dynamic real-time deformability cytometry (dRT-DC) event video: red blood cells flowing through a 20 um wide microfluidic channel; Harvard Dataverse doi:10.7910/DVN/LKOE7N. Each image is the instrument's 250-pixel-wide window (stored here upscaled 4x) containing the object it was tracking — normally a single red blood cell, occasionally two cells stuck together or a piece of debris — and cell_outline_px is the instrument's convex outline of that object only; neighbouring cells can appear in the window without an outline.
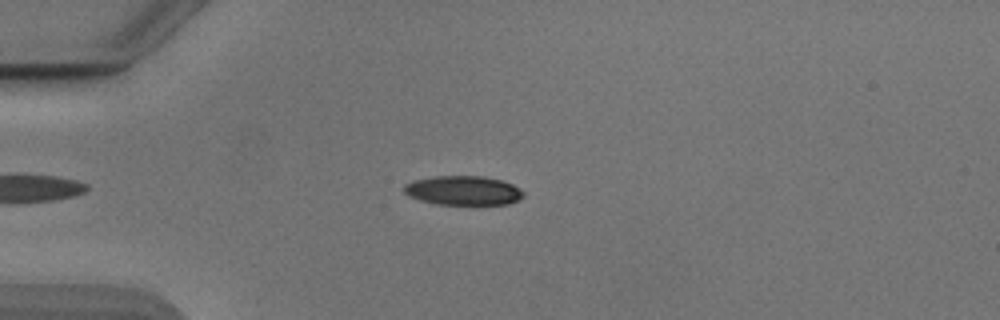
{"species": "Egyptian fruit bat (a non-hibernating species)", "species_latin": "Rousettus aegyptiacus", "temperature_condition": "cold", "stored_images_in_passage": 43, "camera_frame_rate_fps": 3000, "um_per_image_px": 0.085, "animal": {"sex": "male"}, "frame": {"image": 1, "passage_image": 10, "time_ms": 3.0, "image_size_px": [1000, 320], "cell_outline_px": [[524, 196], [508, 204], [436, 204], [420, 200], [408, 196], [404, 192], [404, 184], [412, 180], [436, 176], [484, 176], [500, 180], [512, 184], [520, 188], [524, 192]], "centroid_in_image_um": [39.35, 16.18], "position_along_channel_um": 45.6, "area_um2": 20.35}}
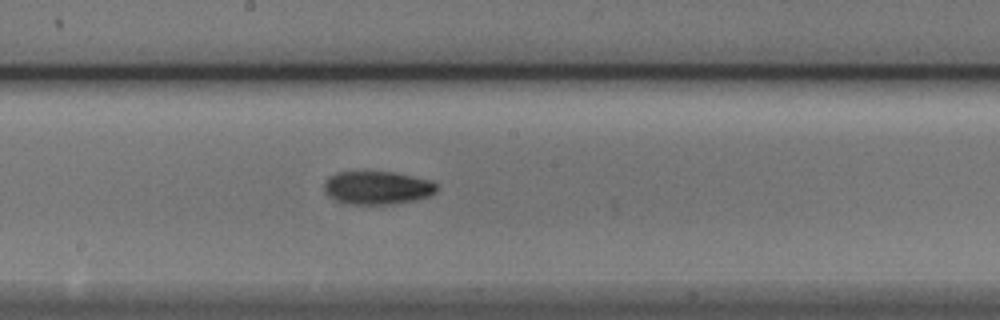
{"frame": {"image": 2, "passage_image": 25, "time_ms": 8.0, "image_size_px": [1000, 320], "cell_outline_px": [[436, 192], [428, 196], [416, 200], [388, 204], [344, 204], [328, 196], [324, 192], [324, 180], [328, 176], [336, 172], [392, 172], [432, 180], [436, 184]], "centroid_in_image_um": [32.02, 15.96], "position_along_channel_um": 216.2, "area_um2": 21.91}}
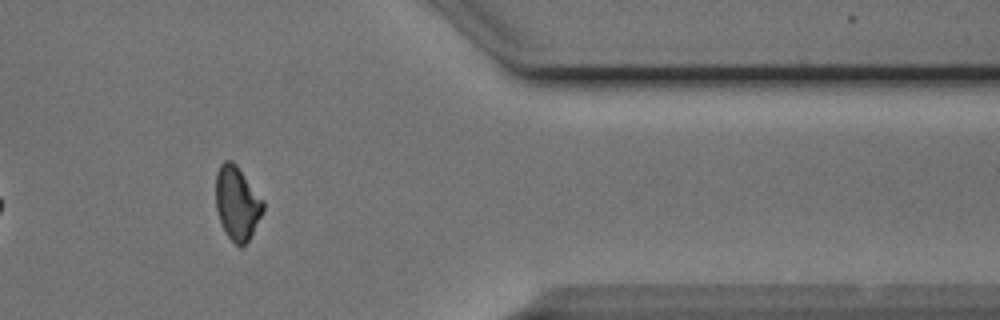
{"frame": {"image": 3, "passage_image": 40, "time_ms": 13.0, "image_size_px": [1000, 320], "cell_outline_px": [[264, 212], [248, 240], [240, 248], [228, 236], [220, 220], [216, 208], [216, 172], [220, 164], [224, 160], [232, 160], [236, 164], [264, 200]], "centroid_in_image_um": [20.16, 17.23], "position_along_channel_um": 391.2, "area_um2": 20.29}, "authors_computed_cell_mechanics": {"area_um2": 20.9236, "velocity_mm_per_s": 3.8832, "shape_relaxation_time_tau1_ms": 2.6149, "shape_relaxation_time_tau2_ms": 8.73, "deformation_change_tau1": 0.1078, "deformation_change_tau2": 0.1323}}